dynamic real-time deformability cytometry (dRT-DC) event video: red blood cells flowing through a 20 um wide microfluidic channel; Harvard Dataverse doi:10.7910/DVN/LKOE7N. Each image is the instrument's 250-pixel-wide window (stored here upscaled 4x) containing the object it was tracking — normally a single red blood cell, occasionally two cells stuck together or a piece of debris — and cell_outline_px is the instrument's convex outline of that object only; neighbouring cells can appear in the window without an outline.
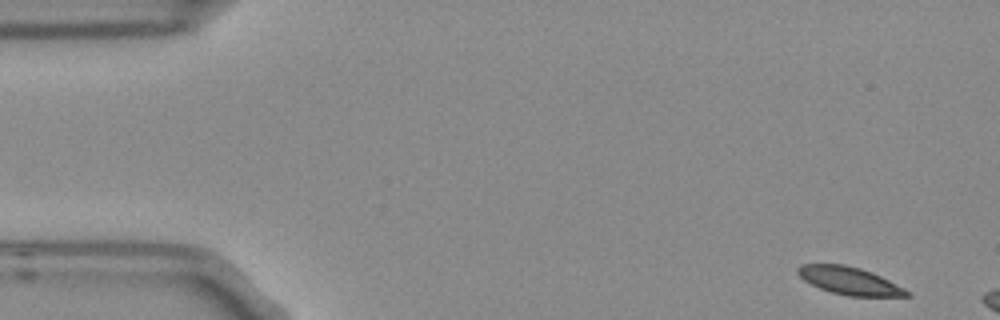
{"species": "Egyptian fruit bat (a non-hibernating species)", "species_latin": "Rousettus aegyptiacus", "temperature_condition": "room temperature", "stored_images_in_passage": 6, "segment_of_instrument_passage": [1, 2], "camera_frame_rate_fps": 3000, "um_per_image_px": 0.085, "frame": {"image": 1, "passage_image": 1, "time_ms": 0.0, "image_size_px": [1000, 320], "cell_outline_px": [[912, 296], [848, 296], [832, 292], [820, 288], [804, 280], [796, 272], [796, 268], [800, 264], [844, 264], [860, 268], [872, 272], [904, 288]], "centroid_in_image_um": [72.17, 23.85], "position_along_channel_um": 12.8, "area_um2": 17.4}}
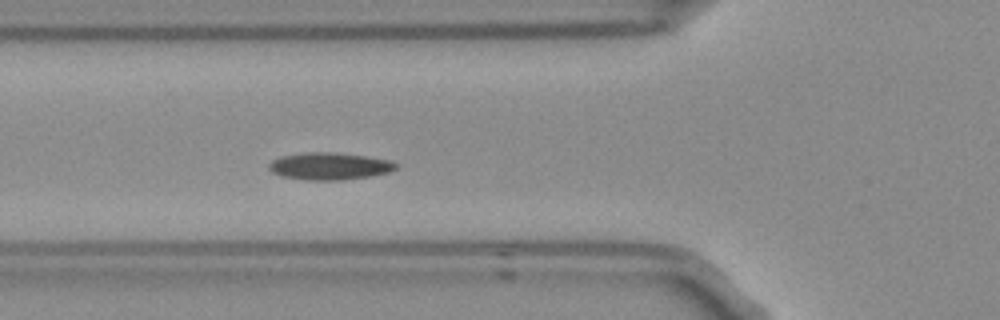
{"frame": {"image": 2, "passage_image": 5, "time_ms": 1.333, "image_size_px": [1000, 320], "cell_outline_px": [[396, 168], [388, 172], [368, 176], [344, 180], [304, 180], [284, 176], [272, 172], [268, 168], [268, 164], [272, 160], [280, 156], [308, 152], [336, 152], [364, 156], [388, 160], [396, 164]], "centroid_in_image_um": [27.95, 14.12], "position_along_channel_um": 97.9, "area_um2": 19.94}}